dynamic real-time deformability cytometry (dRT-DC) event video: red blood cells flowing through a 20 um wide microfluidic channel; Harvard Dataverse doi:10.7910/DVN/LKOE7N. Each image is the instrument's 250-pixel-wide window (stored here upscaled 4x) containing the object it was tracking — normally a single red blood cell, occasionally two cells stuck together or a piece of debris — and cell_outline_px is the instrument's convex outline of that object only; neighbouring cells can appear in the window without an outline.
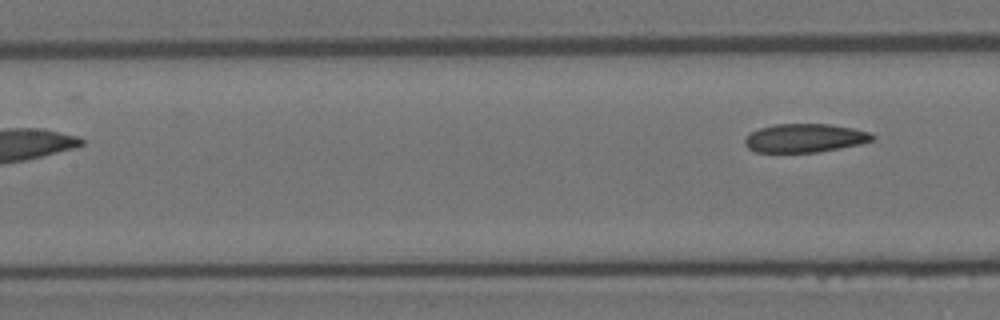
{"species": "Egyptian fruit bat (a non-hibernating species)", "species_latin": "Rousettus aegyptiacus", "temperature_condition": "room temperature", "stored_images_in_passage": 7, "camera_frame_rate_fps": 3000, "um_per_image_px": 0.085, "animal": {"sex": "female"}, "frame": {"image": 1, "passage_image": 7, "time_ms": 2.0, "image_size_px": [1000, 320], "cell_outline_px": [[876, 136], [872, 140], [860, 144], [840, 148], [816, 152], [756, 152], [748, 148], [744, 144], [744, 140], [752, 132], [760, 128], [776, 124], [832, 124], [852, 128], [868, 132]], "centroid_in_image_um": [68.41, 11.73], "position_along_channel_um": 139.0, "area_um2": 21.1}}